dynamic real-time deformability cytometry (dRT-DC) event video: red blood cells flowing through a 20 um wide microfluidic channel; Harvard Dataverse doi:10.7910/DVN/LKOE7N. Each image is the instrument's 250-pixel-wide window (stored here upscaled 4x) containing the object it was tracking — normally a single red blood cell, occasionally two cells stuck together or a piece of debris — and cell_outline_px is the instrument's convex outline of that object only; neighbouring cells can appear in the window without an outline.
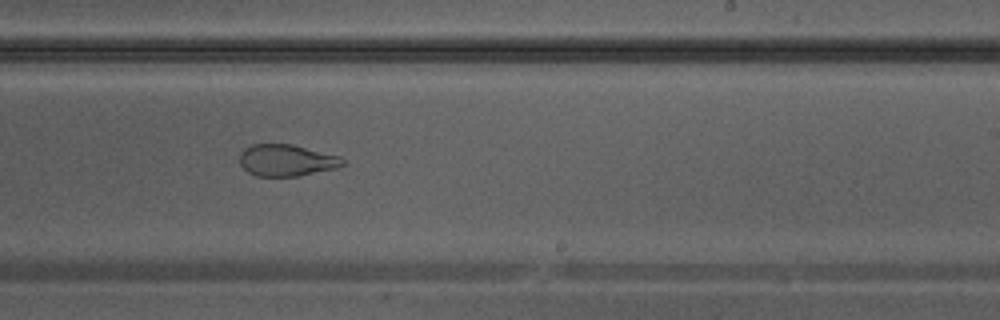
{"species": "Egyptian fruit bat (a non-hibernating species)", "species_latin": "Rousettus aegyptiacus", "temperature_condition": "warm", "stored_images_in_passage": 35, "camera_frame_rate_fps": 3000, "um_per_image_px": 0.085, "animal": {"sex": "male"}, "frame": {"image": 1, "passage_image": 20, "time_ms": 6.333, "image_size_px": [1000, 320], "cell_outline_px": [[344, 164], [336, 168], [300, 176], [256, 176], [248, 172], [240, 164], [240, 152], [244, 148], [252, 144], [292, 144], [340, 156], [344, 160]], "centroid_in_image_um": [24.34, 13.62], "position_along_channel_um": 264.7, "area_um2": 19.07}}